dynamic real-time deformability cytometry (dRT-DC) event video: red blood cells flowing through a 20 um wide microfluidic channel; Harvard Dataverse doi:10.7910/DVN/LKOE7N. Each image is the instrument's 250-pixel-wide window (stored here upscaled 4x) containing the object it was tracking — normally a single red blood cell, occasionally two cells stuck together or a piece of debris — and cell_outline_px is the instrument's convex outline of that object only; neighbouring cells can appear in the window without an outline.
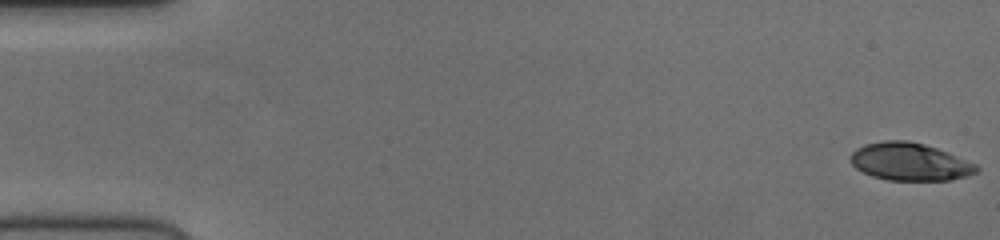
{"species": "human", "species_latin": "Homo sapiens", "temperature_condition": "cold", "stored_images_in_passage": 53, "camera_frame_rate_fps": 3000, "um_per_image_px": 0.085, "donor": {"sex": "female"}, "frame": {"image": 1, "passage_image": 1, "time_ms": 0.0, "image_size_px": [1000, 240], "cell_outline_px": [[980, 168], [976, 172], [964, 176], [948, 180], [888, 180], [872, 176], [856, 168], [848, 160], [852, 152], [856, 148], [864, 144], [884, 140], [908, 140], [924, 144], [936, 148], [976, 164]], "centroid_in_image_um": [77.28, 13.74], "position_along_channel_um": 7.7, "area_um2": 27.51}}
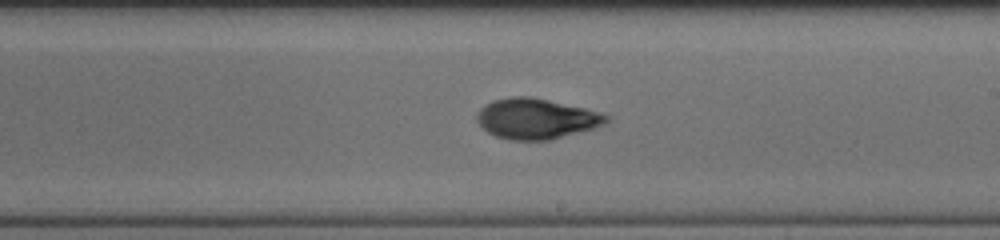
{"frame": {"image": 2, "passage_image": 31, "time_ms": 10.0, "image_size_px": [1000, 240], "cell_outline_px": [[612, 116], [604, 124], [592, 128], [552, 140], [508, 140], [496, 136], [488, 132], [476, 120], [476, 116], [480, 108], [484, 104], [492, 100], [512, 96], [532, 96], [584, 108], [600, 112]], "centroid_in_image_um": [45.56, 10.08], "position_along_channel_um": 243.4, "area_um2": 30.58}}
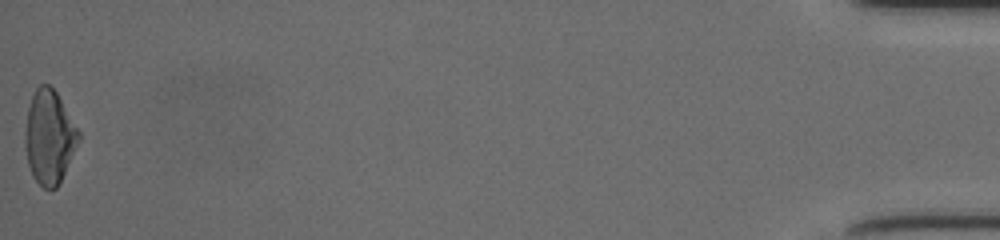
{"frame": {"image": 3, "passage_image": 53, "time_ms": 17.333, "image_size_px": [1000, 240], "cell_outline_px": [[80, 140], [60, 184], [56, 188], [44, 188], [32, 176], [28, 164], [24, 148], [24, 132], [28, 108], [32, 96], [36, 88], [40, 84], [48, 84], [56, 92], [80, 132]], "centroid_in_image_um": [4.18, 11.67], "position_along_channel_um": 431.0, "area_um2": 29.36}}